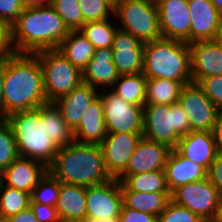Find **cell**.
Instances as JSON below:
<instances>
[{"label":"cell","instance_id":"obj_1","mask_svg":"<svg viewBox=\"0 0 222 222\" xmlns=\"http://www.w3.org/2000/svg\"><path fill=\"white\" fill-rule=\"evenodd\" d=\"M45 103L42 68L37 55L11 52L5 58L3 118Z\"/></svg>","mask_w":222,"mask_h":222},{"label":"cell","instance_id":"obj_2","mask_svg":"<svg viewBox=\"0 0 222 222\" xmlns=\"http://www.w3.org/2000/svg\"><path fill=\"white\" fill-rule=\"evenodd\" d=\"M69 30L51 5L25 8L9 27L12 52L31 53L57 49Z\"/></svg>","mask_w":222,"mask_h":222},{"label":"cell","instance_id":"obj_3","mask_svg":"<svg viewBox=\"0 0 222 222\" xmlns=\"http://www.w3.org/2000/svg\"><path fill=\"white\" fill-rule=\"evenodd\" d=\"M48 171L62 183L86 187L112 179L106 171L100 144L74 141L59 147Z\"/></svg>","mask_w":222,"mask_h":222},{"label":"cell","instance_id":"obj_4","mask_svg":"<svg viewBox=\"0 0 222 222\" xmlns=\"http://www.w3.org/2000/svg\"><path fill=\"white\" fill-rule=\"evenodd\" d=\"M142 73L147 79L164 78L183 85L192 83L189 44L165 37L145 43Z\"/></svg>","mask_w":222,"mask_h":222},{"label":"cell","instance_id":"obj_5","mask_svg":"<svg viewBox=\"0 0 222 222\" xmlns=\"http://www.w3.org/2000/svg\"><path fill=\"white\" fill-rule=\"evenodd\" d=\"M5 119L12 127L19 156L41 161L48 167L53 162L58 147L45 132L39 111H17Z\"/></svg>","mask_w":222,"mask_h":222},{"label":"cell","instance_id":"obj_6","mask_svg":"<svg viewBox=\"0 0 222 222\" xmlns=\"http://www.w3.org/2000/svg\"><path fill=\"white\" fill-rule=\"evenodd\" d=\"M143 137L177 146L179 139L190 132V123L183 107L177 102L171 105H144Z\"/></svg>","mask_w":222,"mask_h":222},{"label":"cell","instance_id":"obj_7","mask_svg":"<svg viewBox=\"0 0 222 222\" xmlns=\"http://www.w3.org/2000/svg\"><path fill=\"white\" fill-rule=\"evenodd\" d=\"M113 16L119 20L120 30L130 33L142 43L162 37L157 5L146 0H115Z\"/></svg>","mask_w":222,"mask_h":222},{"label":"cell","instance_id":"obj_8","mask_svg":"<svg viewBox=\"0 0 222 222\" xmlns=\"http://www.w3.org/2000/svg\"><path fill=\"white\" fill-rule=\"evenodd\" d=\"M35 54L41 64L47 102H54L83 82L82 71L58 49L42 50Z\"/></svg>","mask_w":222,"mask_h":222},{"label":"cell","instance_id":"obj_9","mask_svg":"<svg viewBox=\"0 0 222 222\" xmlns=\"http://www.w3.org/2000/svg\"><path fill=\"white\" fill-rule=\"evenodd\" d=\"M100 91L107 133H143V106L128 103L110 89Z\"/></svg>","mask_w":222,"mask_h":222},{"label":"cell","instance_id":"obj_10","mask_svg":"<svg viewBox=\"0 0 222 222\" xmlns=\"http://www.w3.org/2000/svg\"><path fill=\"white\" fill-rule=\"evenodd\" d=\"M221 195L206 177L203 180L182 185L171 193V200L210 222L215 214Z\"/></svg>","mask_w":222,"mask_h":222},{"label":"cell","instance_id":"obj_11","mask_svg":"<svg viewBox=\"0 0 222 222\" xmlns=\"http://www.w3.org/2000/svg\"><path fill=\"white\" fill-rule=\"evenodd\" d=\"M178 103L188 116L190 131H213L219 110L197 83L192 82L182 87Z\"/></svg>","mask_w":222,"mask_h":222},{"label":"cell","instance_id":"obj_12","mask_svg":"<svg viewBox=\"0 0 222 222\" xmlns=\"http://www.w3.org/2000/svg\"><path fill=\"white\" fill-rule=\"evenodd\" d=\"M143 133H107L100 143L104 165L111 178H118L127 168L129 160Z\"/></svg>","mask_w":222,"mask_h":222},{"label":"cell","instance_id":"obj_13","mask_svg":"<svg viewBox=\"0 0 222 222\" xmlns=\"http://www.w3.org/2000/svg\"><path fill=\"white\" fill-rule=\"evenodd\" d=\"M86 200V217L119 216L123 205L120 181L112 178L105 183L86 187Z\"/></svg>","mask_w":222,"mask_h":222},{"label":"cell","instance_id":"obj_14","mask_svg":"<svg viewBox=\"0 0 222 222\" xmlns=\"http://www.w3.org/2000/svg\"><path fill=\"white\" fill-rule=\"evenodd\" d=\"M157 8L162 37L190 44L192 20L188 0H163Z\"/></svg>","mask_w":222,"mask_h":222},{"label":"cell","instance_id":"obj_15","mask_svg":"<svg viewBox=\"0 0 222 222\" xmlns=\"http://www.w3.org/2000/svg\"><path fill=\"white\" fill-rule=\"evenodd\" d=\"M144 45L130 33L117 30L112 42L113 63L121 75L138 74L143 71Z\"/></svg>","mask_w":222,"mask_h":222},{"label":"cell","instance_id":"obj_16","mask_svg":"<svg viewBox=\"0 0 222 222\" xmlns=\"http://www.w3.org/2000/svg\"><path fill=\"white\" fill-rule=\"evenodd\" d=\"M191 53L192 82L201 78L222 75V42L220 40L198 41L189 44Z\"/></svg>","mask_w":222,"mask_h":222},{"label":"cell","instance_id":"obj_17","mask_svg":"<svg viewBox=\"0 0 222 222\" xmlns=\"http://www.w3.org/2000/svg\"><path fill=\"white\" fill-rule=\"evenodd\" d=\"M171 148L142 136L133 152L126 170L121 175H133L165 168Z\"/></svg>","mask_w":222,"mask_h":222},{"label":"cell","instance_id":"obj_18","mask_svg":"<svg viewBox=\"0 0 222 222\" xmlns=\"http://www.w3.org/2000/svg\"><path fill=\"white\" fill-rule=\"evenodd\" d=\"M48 167L41 161L18 157L3 172V185L32 193Z\"/></svg>","mask_w":222,"mask_h":222},{"label":"cell","instance_id":"obj_19","mask_svg":"<svg viewBox=\"0 0 222 222\" xmlns=\"http://www.w3.org/2000/svg\"><path fill=\"white\" fill-rule=\"evenodd\" d=\"M175 149L207 171L218 154L213 132L205 131H190L179 139Z\"/></svg>","mask_w":222,"mask_h":222},{"label":"cell","instance_id":"obj_20","mask_svg":"<svg viewBox=\"0 0 222 222\" xmlns=\"http://www.w3.org/2000/svg\"><path fill=\"white\" fill-rule=\"evenodd\" d=\"M191 14L190 44L215 40L218 30L219 11L210 0H188Z\"/></svg>","mask_w":222,"mask_h":222},{"label":"cell","instance_id":"obj_21","mask_svg":"<svg viewBox=\"0 0 222 222\" xmlns=\"http://www.w3.org/2000/svg\"><path fill=\"white\" fill-rule=\"evenodd\" d=\"M118 77L119 74L113 63L112 48L96 49L93 57L82 71L83 83L89 84L99 91L110 89Z\"/></svg>","mask_w":222,"mask_h":222},{"label":"cell","instance_id":"obj_22","mask_svg":"<svg viewBox=\"0 0 222 222\" xmlns=\"http://www.w3.org/2000/svg\"><path fill=\"white\" fill-rule=\"evenodd\" d=\"M164 171L170 193L182 185L205 179L208 173L203 166L182 156L175 148L168 155Z\"/></svg>","mask_w":222,"mask_h":222},{"label":"cell","instance_id":"obj_23","mask_svg":"<svg viewBox=\"0 0 222 222\" xmlns=\"http://www.w3.org/2000/svg\"><path fill=\"white\" fill-rule=\"evenodd\" d=\"M99 95V90L93 86L81 83L70 93L61 96L53 103L61 113L67 125L74 130L83 116L85 108Z\"/></svg>","mask_w":222,"mask_h":222},{"label":"cell","instance_id":"obj_24","mask_svg":"<svg viewBox=\"0 0 222 222\" xmlns=\"http://www.w3.org/2000/svg\"><path fill=\"white\" fill-rule=\"evenodd\" d=\"M104 106L98 95L84 110L79 125L73 130L78 143L100 144L106 137Z\"/></svg>","mask_w":222,"mask_h":222},{"label":"cell","instance_id":"obj_25","mask_svg":"<svg viewBox=\"0 0 222 222\" xmlns=\"http://www.w3.org/2000/svg\"><path fill=\"white\" fill-rule=\"evenodd\" d=\"M86 186L61 182L56 211L60 222H78L86 217Z\"/></svg>","mask_w":222,"mask_h":222},{"label":"cell","instance_id":"obj_26","mask_svg":"<svg viewBox=\"0 0 222 222\" xmlns=\"http://www.w3.org/2000/svg\"><path fill=\"white\" fill-rule=\"evenodd\" d=\"M36 109L42 116L45 132L58 148L75 141L73 130L61 117L60 111L53 102H47Z\"/></svg>","mask_w":222,"mask_h":222},{"label":"cell","instance_id":"obj_27","mask_svg":"<svg viewBox=\"0 0 222 222\" xmlns=\"http://www.w3.org/2000/svg\"><path fill=\"white\" fill-rule=\"evenodd\" d=\"M57 49L81 71L87 66L96 50L94 45L79 30L69 31Z\"/></svg>","mask_w":222,"mask_h":222},{"label":"cell","instance_id":"obj_28","mask_svg":"<svg viewBox=\"0 0 222 222\" xmlns=\"http://www.w3.org/2000/svg\"><path fill=\"white\" fill-rule=\"evenodd\" d=\"M121 193L122 207L146 212L157 217L164 211L171 200V193H141L131 190H121Z\"/></svg>","mask_w":222,"mask_h":222},{"label":"cell","instance_id":"obj_29","mask_svg":"<svg viewBox=\"0 0 222 222\" xmlns=\"http://www.w3.org/2000/svg\"><path fill=\"white\" fill-rule=\"evenodd\" d=\"M117 179L120 181L121 190H131L141 193H170L164 170L133 175H120Z\"/></svg>","mask_w":222,"mask_h":222},{"label":"cell","instance_id":"obj_30","mask_svg":"<svg viewBox=\"0 0 222 222\" xmlns=\"http://www.w3.org/2000/svg\"><path fill=\"white\" fill-rule=\"evenodd\" d=\"M110 90L128 103L144 107L147 78L142 72L132 75H121Z\"/></svg>","mask_w":222,"mask_h":222},{"label":"cell","instance_id":"obj_31","mask_svg":"<svg viewBox=\"0 0 222 222\" xmlns=\"http://www.w3.org/2000/svg\"><path fill=\"white\" fill-rule=\"evenodd\" d=\"M184 85L164 78L147 79L145 105H171L178 102Z\"/></svg>","mask_w":222,"mask_h":222},{"label":"cell","instance_id":"obj_32","mask_svg":"<svg viewBox=\"0 0 222 222\" xmlns=\"http://www.w3.org/2000/svg\"><path fill=\"white\" fill-rule=\"evenodd\" d=\"M112 21L110 18L104 21L86 22L79 31L94 45L95 49L111 48L119 29L115 21Z\"/></svg>","mask_w":222,"mask_h":222},{"label":"cell","instance_id":"obj_33","mask_svg":"<svg viewBox=\"0 0 222 222\" xmlns=\"http://www.w3.org/2000/svg\"><path fill=\"white\" fill-rule=\"evenodd\" d=\"M31 194L3 185L0 189V220L17 215L30 207Z\"/></svg>","mask_w":222,"mask_h":222},{"label":"cell","instance_id":"obj_34","mask_svg":"<svg viewBox=\"0 0 222 222\" xmlns=\"http://www.w3.org/2000/svg\"><path fill=\"white\" fill-rule=\"evenodd\" d=\"M61 182L49 171L40 179L31 193L30 203H40L56 207L59 198Z\"/></svg>","mask_w":222,"mask_h":222},{"label":"cell","instance_id":"obj_35","mask_svg":"<svg viewBox=\"0 0 222 222\" xmlns=\"http://www.w3.org/2000/svg\"><path fill=\"white\" fill-rule=\"evenodd\" d=\"M50 5L69 31H77L85 24L78 0H51Z\"/></svg>","mask_w":222,"mask_h":222},{"label":"cell","instance_id":"obj_36","mask_svg":"<svg viewBox=\"0 0 222 222\" xmlns=\"http://www.w3.org/2000/svg\"><path fill=\"white\" fill-rule=\"evenodd\" d=\"M18 157L12 127L5 118H0V172L2 173Z\"/></svg>","mask_w":222,"mask_h":222},{"label":"cell","instance_id":"obj_37","mask_svg":"<svg viewBox=\"0 0 222 222\" xmlns=\"http://www.w3.org/2000/svg\"><path fill=\"white\" fill-rule=\"evenodd\" d=\"M84 22L104 21L114 15L115 0H78Z\"/></svg>","mask_w":222,"mask_h":222},{"label":"cell","instance_id":"obj_38","mask_svg":"<svg viewBox=\"0 0 222 222\" xmlns=\"http://www.w3.org/2000/svg\"><path fill=\"white\" fill-rule=\"evenodd\" d=\"M158 222H205L197 214L170 200L164 211L157 217Z\"/></svg>","mask_w":222,"mask_h":222},{"label":"cell","instance_id":"obj_39","mask_svg":"<svg viewBox=\"0 0 222 222\" xmlns=\"http://www.w3.org/2000/svg\"><path fill=\"white\" fill-rule=\"evenodd\" d=\"M197 85L217 109L222 111V75L203 77L197 82Z\"/></svg>","mask_w":222,"mask_h":222},{"label":"cell","instance_id":"obj_40","mask_svg":"<svg viewBox=\"0 0 222 222\" xmlns=\"http://www.w3.org/2000/svg\"><path fill=\"white\" fill-rule=\"evenodd\" d=\"M24 9L22 0H0V22L9 28Z\"/></svg>","mask_w":222,"mask_h":222},{"label":"cell","instance_id":"obj_41","mask_svg":"<svg viewBox=\"0 0 222 222\" xmlns=\"http://www.w3.org/2000/svg\"><path fill=\"white\" fill-rule=\"evenodd\" d=\"M30 208L39 222H60L56 207L40 203H30Z\"/></svg>","mask_w":222,"mask_h":222},{"label":"cell","instance_id":"obj_42","mask_svg":"<svg viewBox=\"0 0 222 222\" xmlns=\"http://www.w3.org/2000/svg\"><path fill=\"white\" fill-rule=\"evenodd\" d=\"M120 222H158L157 216L127 207L120 211Z\"/></svg>","mask_w":222,"mask_h":222},{"label":"cell","instance_id":"obj_43","mask_svg":"<svg viewBox=\"0 0 222 222\" xmlns=\"http://www.w3.org/2000/svg\"><path fill=\"white\" fill-rule=\"evenodd\" d=\"M207 177L222 196V152H218L216 155L208 170Z\"/></svg>","mask_w":222,"mask_h":222},{"label":"cell","instance_id":"obj_44","mask_svg":"<svg viewBox=\"0 0 222 222\" xmlns=\"http://www.w3.org/2000/svg\"><path fill=\"white\" fill-rule=\"evenodd\" d=\"M11 52L9 44V28L0 22V60L5 59Z\"/></svg>","mask_w":222,"mask_h":222},{"label":"cell","instance_id":"obj_45","mask_svg":"<svg viewBox=\"0 0 222 222\" xmlns=\"http://www.w3.org/2000/svg\"><path fill=\"white\" fill-rule=\"evenodd\" d=\"M0 222H39L33 214L31 208L20 211L17 215L2 219Z\"/></svg>","mask_w":222,"mask_h":222},{"label":"cell","instance_id":"obj_46","mask_svg":"<svg viewBox=\"0 0 222 222\" xmlns=\"http://www.w3.org/2000/svg\"><path fill=\"white\" fill-rule=\"evenodd\" d=\"M212 132L214 135V140L216 141L218 152H222V111H218L217 113Z\"/></svg>","mask_w":222,"mask_h":222},{"label":"cell","instance_id":"obj_47","mask_svg":"<svg viewBox=\"0 0 222 222\" xmlns=\"http://www.w3.org/2000/svg\"><path fill=\"white\" fill-rule=\"evenodd\" d=\"M5 74V59L0 60V118H3V81Z\"/></svg>","mask_w":222,"mask_h":222},{"label":"cell","instance_id":"obj_48","mask_svg":"<svg viewBox=\"0 0 222 222\" xmlns=\"http://www.w3.org/2000/svg\"><path fill=\"white\" fill-rule=\"evenodd\" d=\"M24 8H35L39 6L50 5L51 0H22Z\"/></svg>","mask_w":222,"mask_h":222},{"label":"cell","instance_id":"obj_49","mask_svg":"<svg viewBox=\"0 0 222 222\" xmlns=\"http://www.w3.org/2000/svg\"><path fill=\"white\" fill-rule=\"evenodd\" d=\"M78 222H120V216L107 217V218H94V217H85Z\"/></svg>","mask_w":222,"mask_h":222},{"label":"cell","instance_id":"obj_50","mask_svg":"<svg viewBox=\"0 0 222 222\" xmlns=\"http://www.w3.org/2000/svg\"><path fill=\"white\" fill-rule=\"evenodd\" d=\"M210 222H222V196L219 200L215 214Z\"/></svg>","mask_w":222,"mask_h":222},{"label":"cell","instance_id":"obj_51","mask_svg":"<svg viewBox=\"0 0 222 222\" xmlns=\"http://www.w3.org/2000/svg\"><path fill=\"white\" fill-rule=\"evenodd\" d=\"M216 39L222 42V11H219V22Z\"/></svg>","mask_w":222,"mask_h":222},{"label":"cell","instance_id":"obj_52","mask_svg":"<svg viewBox=\"0 0 222 222\" xmlns=\"http://www.w3.org/2000/svg\"><path fill=\"white\" fill-rule=\"evenodd\" d=\"M218 11H222V0H210Z\"/></svg>","mask_w":222,"mask_h":222},{"label":"cell","instance_id":"obj_53","mask_svg":"<svg viewBox=\"0 0 222 222\" xmlns=\"http://www.w3.org/2000/svg\"><path fill=\"white\" fill-rule=\"evenodd\" d=\"M146 1L151 3V4L158 5L163 0H146Z\"/></svg>","mask_w":222,"mask_h":222},{"label":"cell","instance_id":"obj_54","mask_svg":"<svg viewBox=\"0 0 222 222\" xmlns=\"http://www.w3.org/2000/svg\"><path fill=\"white\" fill-rule=\"evenodd\" d=\"M2 184H3L2 173L0 172V189H1Z\"/></svg>","mask_w":222,"mask_h":222}]
</instances>
